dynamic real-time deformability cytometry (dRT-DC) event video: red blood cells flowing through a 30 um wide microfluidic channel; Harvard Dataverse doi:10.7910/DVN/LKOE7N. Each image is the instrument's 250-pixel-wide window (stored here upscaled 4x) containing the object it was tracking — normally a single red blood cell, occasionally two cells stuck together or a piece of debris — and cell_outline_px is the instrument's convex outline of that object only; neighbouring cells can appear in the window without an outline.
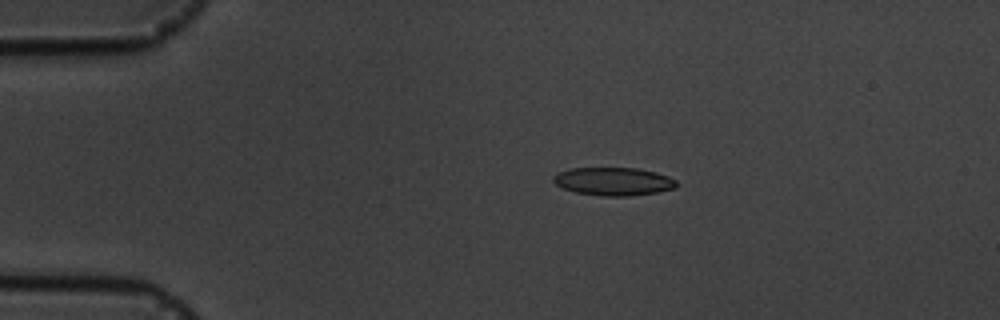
{"species": "common noctule bat (a hibernating species)", "species_latin": "Nyctalus noctula", "temperature_condition": "cold", "stored_images_in_passage": 8, "camera_frame_rate_fps": 3000, "um_per_image_px": 0.085, "animal": {"sex": "male", "body_mass_g": 19.5, "forearm_length_mm": 54.6}, "frame": {"image": 1, "passage_image": 2, "time_ms": 1.0, "image_size_px": [1000, 320], "cell_outline_px": [[676, 188], [656, 192], [628, 196], [600, 196], [576, 192], [564, 188], [556, 184], [552, 180], [552, 176], [556, 172], [572, 168], [636, 168], [656, 172], [668, 176], [676, 180]], "centroid_in_image_um": [52.12, 15.41], "position_along_channel_um": 32.9, "area_um2": 20.17}}
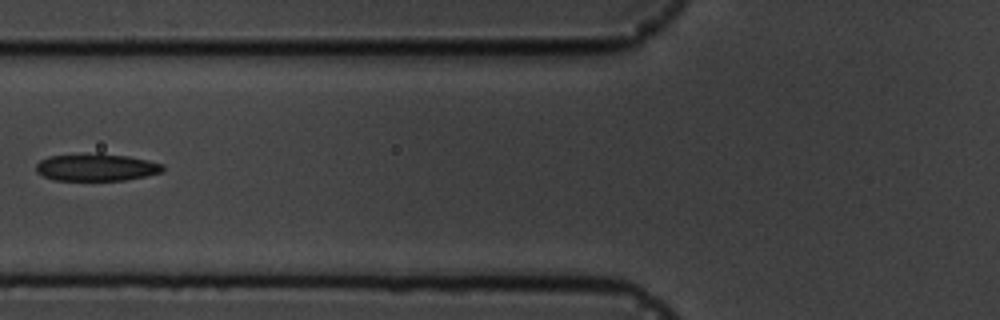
{"frame": {"image": 2, "passage_image": 5, "time_ms": 4.667, "image_size_px": [1000, 320], "cell_outline_px": [[164, 168], [160, 172], [144, 176], [124, 180], [52, 180], [36, 172], [36, 164], [40, 160], [48, 156], [96, 152], [100, 152], [128, 156], [148, 160], [164, 164]], "centroid_in_image_um": [8.16, 14.2], "position_along_channel_um": 117.6, "area_um2": 20.4}}
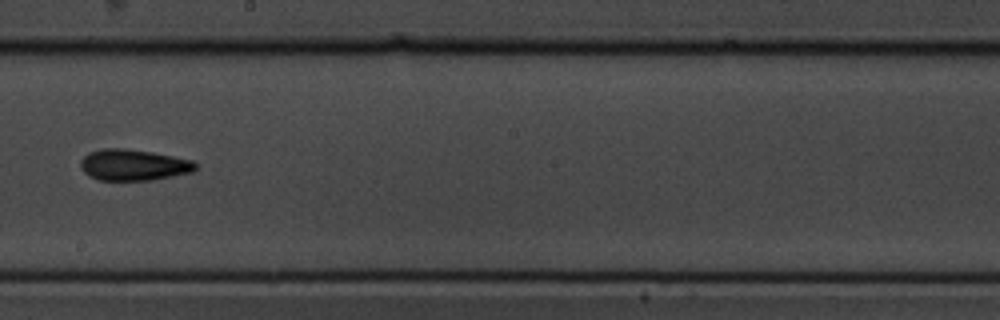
{"frame": {"image": 3, "passage_image": 8, "time_ms": 8.0, "image_size_px": [1000, 320], "cell_outline_px": [[196, 168], [192, 172], [152, 180], [100, 180], [88, 176], [80, 168], [80, 160], [88, 152], [104, 148], [124, 148], [152, 152], [192, 160], [196, 164]], "centroid_in_image_um": [11.3, 14.02], "position_along_channel_um": 236.9, "area_um2": 20.92}}